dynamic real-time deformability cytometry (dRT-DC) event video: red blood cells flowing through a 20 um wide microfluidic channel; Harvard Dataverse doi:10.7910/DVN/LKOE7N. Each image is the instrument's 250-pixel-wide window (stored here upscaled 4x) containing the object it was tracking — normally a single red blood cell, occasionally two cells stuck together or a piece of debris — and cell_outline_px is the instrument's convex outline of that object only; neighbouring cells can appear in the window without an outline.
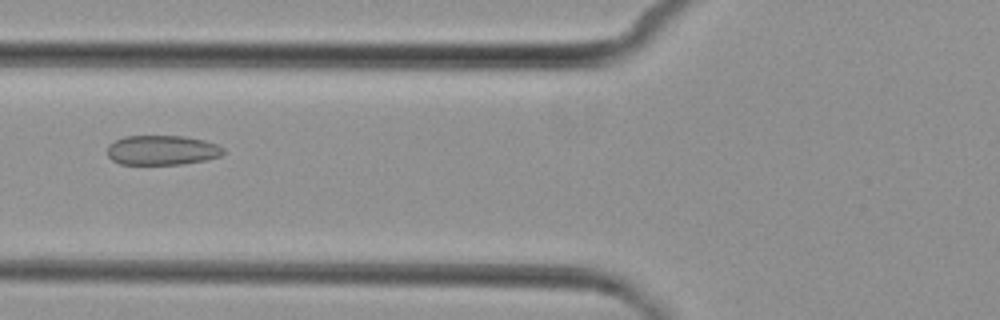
{"species": "common noctule bat (a hibernating species)", "species_latin": "Nyctalus noctula", "temperature_condition": "cold", "stored_images_in_passage": 2, "camera_frame_rate_fps": 3000, "um_per_image_px": 0.085, "animal": {"sex": "female", "body_mass_g": 29.2, "forearm_length_mm": 56.3}, "frame": {"image": 1, "passage_image": 2, "time_ms": 1.0, "image_size_px": [1000, 320], "cell_outline_px": [[224, 152], [220, 156], [204, 160], [184, 164], [120, 164], [112, 160], [108, 156], [108, 144], [124, 136], [184, 136], [204, 140], [216, 144], [224, 148]], "centroid_in_image_um": [13.76, 12.76], "position_along_channel_um": 112.0, "area_um2": 20.06}}